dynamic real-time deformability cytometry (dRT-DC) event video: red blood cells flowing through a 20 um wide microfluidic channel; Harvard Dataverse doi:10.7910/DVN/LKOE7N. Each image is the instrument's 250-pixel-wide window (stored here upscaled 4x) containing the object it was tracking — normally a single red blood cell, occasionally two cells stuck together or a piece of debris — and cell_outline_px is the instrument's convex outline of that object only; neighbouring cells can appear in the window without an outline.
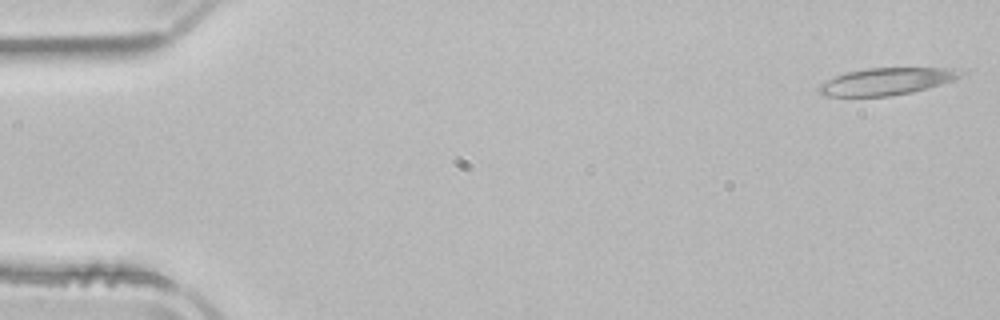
{"species": "common noctule bat (a hibernating species)", "species_latin": "Nyctalus noctula", "temperature_condition": "room temperature", "stored_images_in_passage": 51, "camera_frame_rate_fps": 3000, "um_per_image_px": 0.085, "animal": {"sex": "male", "body_mass_g": 21.5, "forearm_length_mm": 52.0}, "frame": {"image": 1, "passage_image": 1, "time_ms": 0.0, "image_size_px": [1000, 320], "cell_outline_px": [[968, 72], [952, 80], [928, 88], [912, 92], [888, 96], [820, 96], [820, 84], [836, 76], [848, 72], [868, 68], [952, 68]], "centroid_in_image_um": [75.38, 6.92], "position_along_channel_um": 9.6, "area_um2": 22.08}}
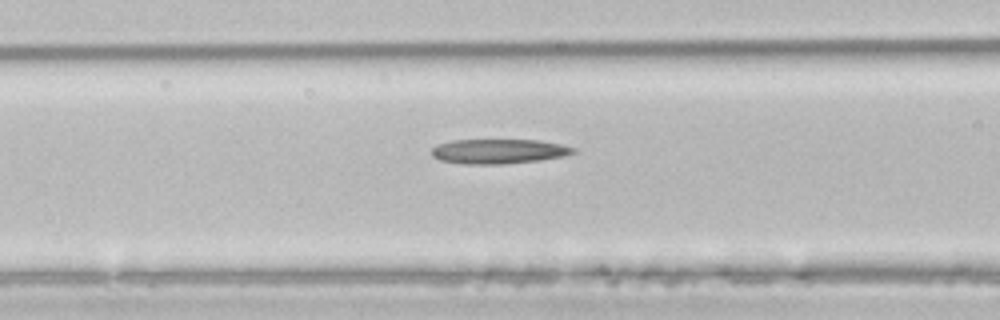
{"frame": {"image": 2, "passage_image": 20, "time_ms": 6.333, "image_size_px": [1000, 320], "cell_outline_px": [[576, 152], [564, 156], [540, 160], [500, 164], [464, 164], [440, 160], [432, 156], [432, 148], [436, 144], [452, 140], [536, 140], [560, 144], [576, 148]], "centroid_in_image_um": [42.36, 12.86], "position_along_channel_um": 124.2, "area_um2": 20.35}}
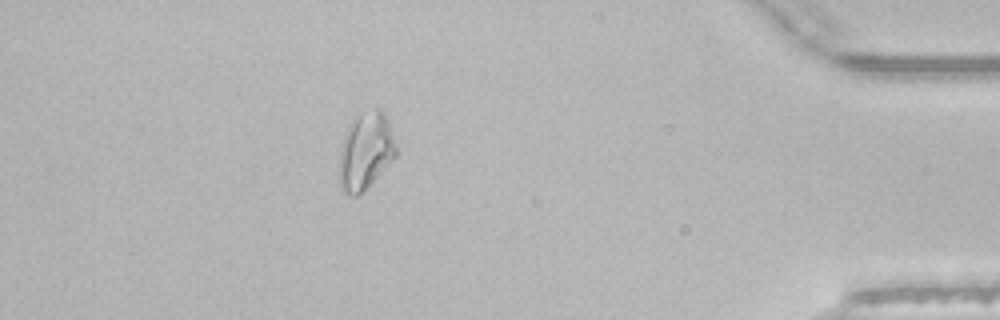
{"frame": {"image": 3, "passage_image": 45, "time_ms": 14.667, "image_size_px": [1000, 320], "cell_outline_px": [[396, 156], [356, 196], [348, 196], [340, 188], [340, 152], [344, 136], [348, 124], [352, 116], [356, 112], [376, 108], [380, 108], [384, 112], [388, 120], [396, 148]], "centroid_in_image_um": [31.05, 12.75], "position_along_channel_um": 404.2, "area_um2": 25.32}}